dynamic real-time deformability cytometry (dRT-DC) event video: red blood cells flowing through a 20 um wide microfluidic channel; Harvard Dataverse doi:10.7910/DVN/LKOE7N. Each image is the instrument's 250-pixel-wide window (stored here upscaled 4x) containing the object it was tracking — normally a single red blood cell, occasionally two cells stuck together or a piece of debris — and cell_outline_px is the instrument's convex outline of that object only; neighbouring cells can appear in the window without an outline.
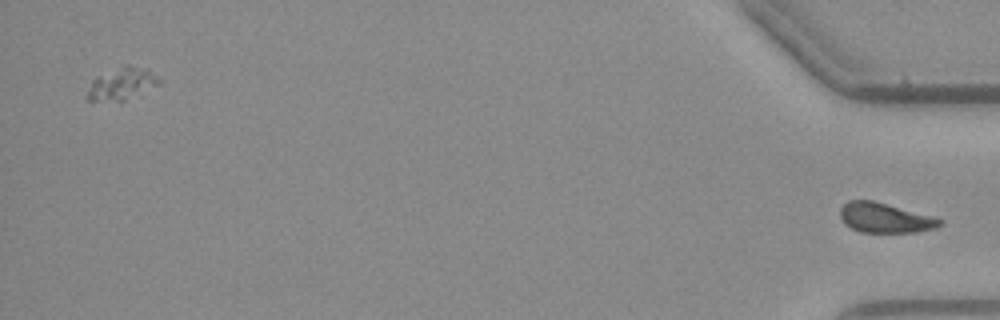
{"species": "common noctule bat (a hibernating species)", "species_latin": "Nyctalus noctula", "temperature_condition": "warm", "stored_images_in_passage": 45, "segment_of_instrument_passage": [2, 2], "camera_frame_rate_fps": 3000, "um_per_image_px": 0.085, "animal": {"sex": "male", "body_mass_g": 23.1, "forearm_length_mm": 52.7}, "frame": {"image": 1, "passage_image": 45, "time_ms": 14.667, "image_size_px": [1000, 320], "cell_outline_px": [[944, 224], [936, 228], [916, 232], [860, 232], [844, 224], [840, 216], [840, 208], [848, 200], [872, 200], [944, 220]], "centroid_in_image_um": [75.2, 18.53], "position_along_channel_um": 360.0, "area_um2": 17.17}}